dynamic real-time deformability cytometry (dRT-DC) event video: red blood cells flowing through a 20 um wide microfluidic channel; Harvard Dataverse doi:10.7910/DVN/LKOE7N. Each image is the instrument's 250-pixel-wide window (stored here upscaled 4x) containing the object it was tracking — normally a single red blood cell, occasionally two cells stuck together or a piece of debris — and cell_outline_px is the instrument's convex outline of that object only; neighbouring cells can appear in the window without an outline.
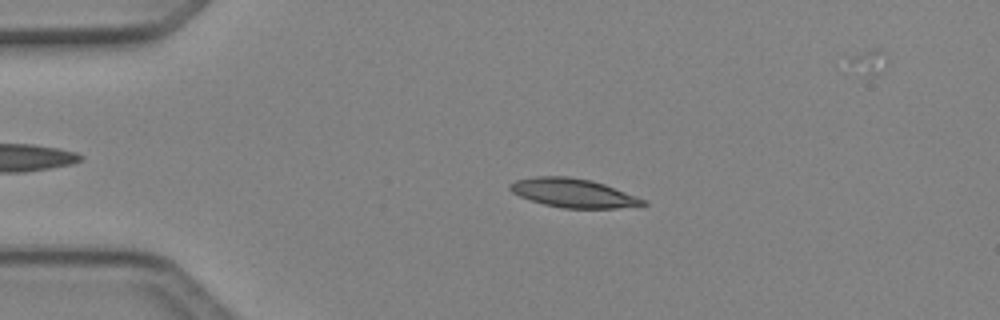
{"species": "Egyptian fruit bat (a non-hibernating species)", "species_latin": "Rousettus aegyptiacus", "temperature_condition": "cold", "stored_images_in_passage": 4, "segment_of_instrument_passage": [1, 2], "camera_frame_rate_fps": 3000, "um_per_image_px": 0.085, "animal": {"sex": "female"}, "frame": {"image": 1, "passage_image": 2, "time_ms": 0.333, "image_size_px": [1000, 320], "cell_outline_px": [[648, 204], [616, 208], [564, 208], [544, 204], [520, 196], [512, 192], [508, 188], [508, 184], [516, 180], [536, 176], [568, 176], [592, 180], [604, 184], [644, 200]], "centroid_in_image_um": [48.67, 16.39], "position_along_channel_um": 36.3, "area_um2": 22.02}}